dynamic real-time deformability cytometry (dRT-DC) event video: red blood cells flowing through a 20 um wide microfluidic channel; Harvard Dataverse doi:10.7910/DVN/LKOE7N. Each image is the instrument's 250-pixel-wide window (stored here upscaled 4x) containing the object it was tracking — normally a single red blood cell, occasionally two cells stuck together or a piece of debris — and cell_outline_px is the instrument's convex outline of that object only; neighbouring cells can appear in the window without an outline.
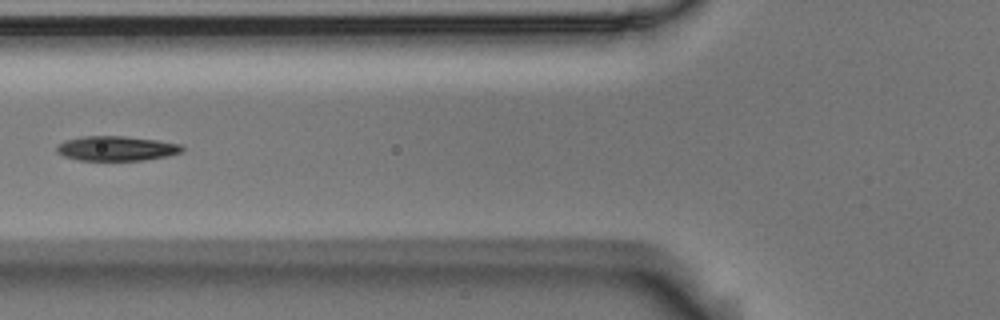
{"species": "Egyptian fruit bat (a non-hibernating species)", "species_latin": "Rousettus aegyptiacus", "temperature_condition": "room temperature", "stored_images_in_passage": 9, "camera_frame_rate_fps": 3000, "um_per_image_px": 0.085, "animal": {"sex": "male"}, "frame": {"image": 1, "passage_image": 6, "time_ms": 1.667, "image_size_px": [1000, 320], "cell_outline_px": [[184, 152], [168, 156], [144, 160], [76, 160], [64, 156], [56, 152], [56, 144], [64, 140], [80, 136], [124, 136], [160, 140], [180, 144], [184, 148]], "centroid_in_image_um": [9.89, 12.61], "position_along_channel_um": 115.9, "area_um2": 18.38}}
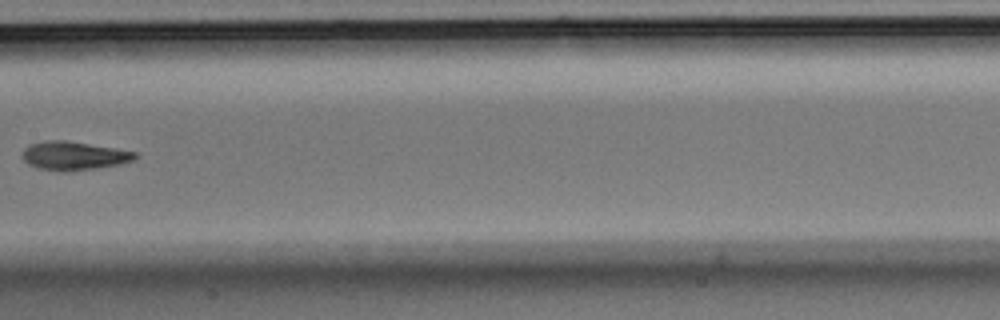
{"frame": {"image": 2, "passage_image": 8, "time_ms": 2.333, "image_size_px": [1000, 320], "cell_outline_px": [[140, 156], [132, 160], [120, 164], [96, 168], [40, 168], [28, 164], [24, 160], [24, 148], [28, 144], [44, 140], [64, 140], [116, 148], [136, 152]], "centroid_in_image_um": [6.32, 13.18], "position_along_channel_um": 201.1, "area_um2": 17.92}}
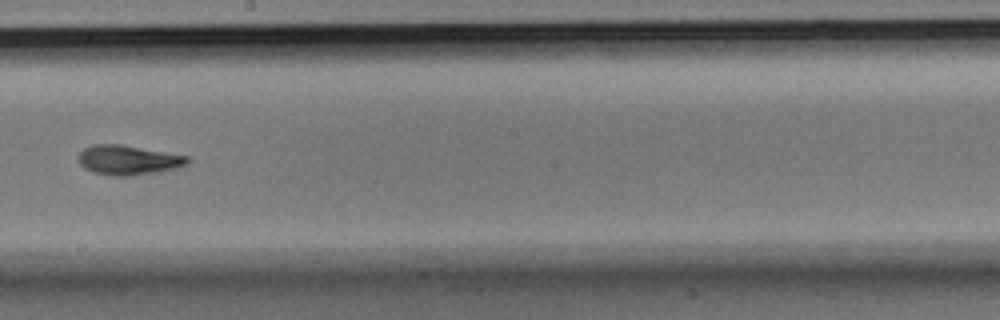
{"frame": {"image": 3, "passage_image": 9, "time_ms": 2.667, "image_size_px": [1000, 320], "cell_outline_px": [[192, 160], [188, 164], [176, 168], [156, 172], [132, 176], [112, 176], [92, 172], [84, 168], [80, 164], [76, 156], [84, 148], [92, 144], [120, 144], [188, 156]], "centroid_in_image_um": [10.88, 13.61], "position_along_channel_um": 237.3, "area_um2": 19.02}}